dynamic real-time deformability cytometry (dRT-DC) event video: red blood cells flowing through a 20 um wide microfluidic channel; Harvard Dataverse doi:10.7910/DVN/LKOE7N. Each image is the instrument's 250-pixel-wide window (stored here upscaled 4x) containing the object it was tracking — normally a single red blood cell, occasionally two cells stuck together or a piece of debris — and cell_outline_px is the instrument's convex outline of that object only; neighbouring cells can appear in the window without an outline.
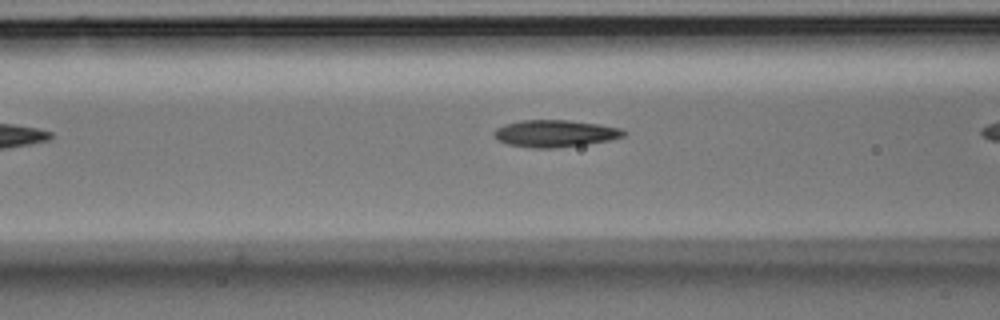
{"species": "Egyptian fruit bat (a non-hibernating species)", "species_latin": "Rousettus aegyptiacus", "temperature_condition": "room temperature", "stored_images_in_passage": 7, "camera_frame_rate_fps": 3000, "um_per_image_px": 0.085, "animal": {"sex": "male"}, "frame": {"image": 1, "passage_image": 6, "time_ms": 1.667, "image_size_px": [1000, 320], "cell_outline_px": [[628, 132], [624, 136], [608, 140], [584, 144], [552, 148], [532, 148], [508, 144], [500, 140], [496, 136], [496, 128], [504, 124], [524, 120], [568, 120], [600, 124], [620, 128]], "centroid_in_image_um": [47.22, 11.33], "position_along_channel_um": 119.4, "area_um2": 20.11}}